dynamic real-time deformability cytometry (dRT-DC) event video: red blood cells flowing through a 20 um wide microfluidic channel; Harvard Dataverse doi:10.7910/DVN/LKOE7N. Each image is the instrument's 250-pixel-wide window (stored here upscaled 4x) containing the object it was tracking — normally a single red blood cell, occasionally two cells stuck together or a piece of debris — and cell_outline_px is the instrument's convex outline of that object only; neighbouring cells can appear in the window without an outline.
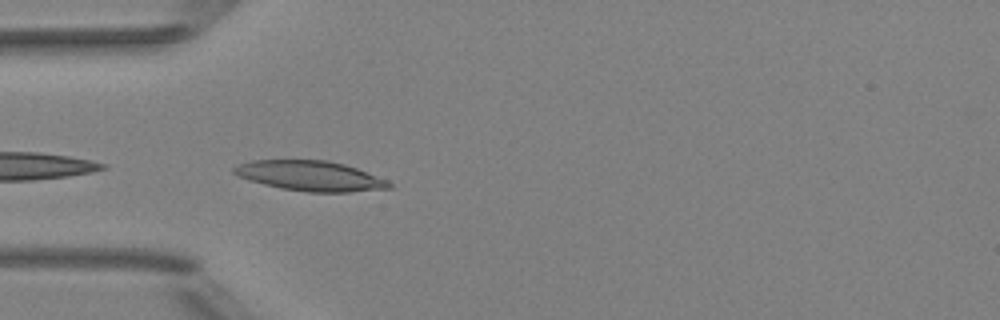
{"species": "Egyptian fruit bat (a non-hibernating species)", "species_latin": "Rousettus aegyptiacus", "temperature_condition": "room temperature", "stored_images_in_passage": 23, "camera_frame_rate_fps": 3000, "um_per_image_px": 0.085, "animal": {"sex": "female"}, "frame": {"image": 1, "passage_image": 1, "time_ms": 0.0, "image_size_px": [1000, 320], "cell_outline_px": [[392, 188], [348, 192], [308, 192], [280, 188], [248, 180], [232, 172], [232, 168], [240, 164], [252, 160], [328, 160], [344, 164], [356, 168], [388, 180], [392, 184]], "centroid_in_image_um": [26.38, 14.95], "position_along_channel_um": 58.6, "area_um2": 27.11}}
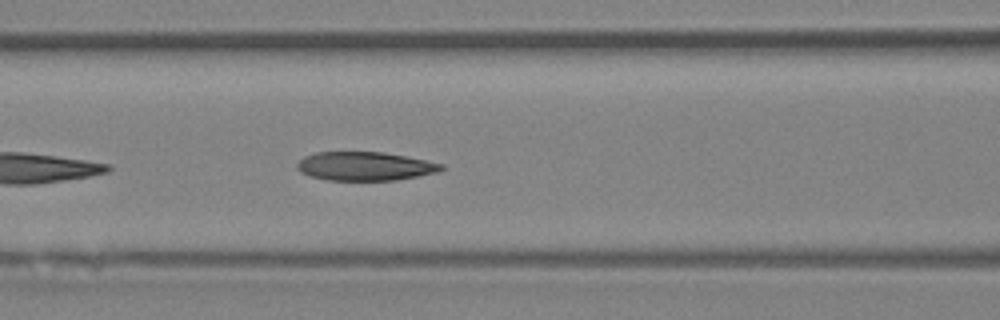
{"frame": {"image": 2, "passage_image": 7, "time_ms": 2.0, "image_size_px": [1000, 320], "cell_outline_px": [[444, 168], [436, 172], [396, 180], [328, 180], [308, 176], [300, 172], [296, 168], [296, 164], [304, 156], [316, 152], [384, 152], [408, 156], [444, 164]], "centroid_in_image_um": [30.99, 14.12], "position_along_channel_um": 135.6, "area_um2": 24.22}}
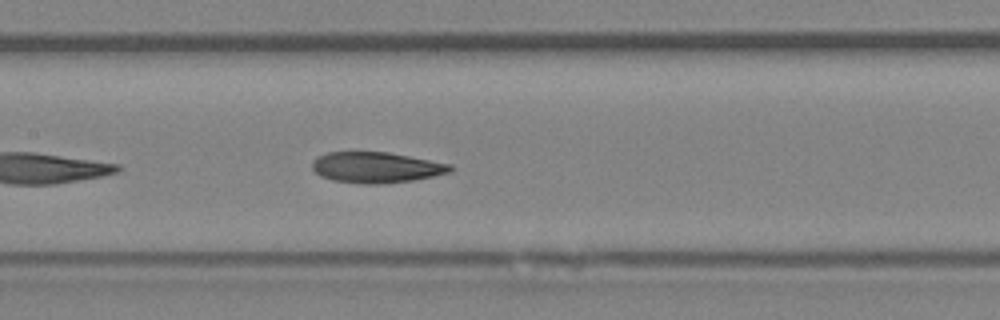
{"frame": {"image": 3, "passage_image": 10, "time_ms": 3.0, "image_size_px": [1000, 320], "cell_outline_px": [[452, 172], [412, 180], [384, 184], [364, 184], [332, 180], [320, 176], [312, 168], [312, 160], [328, 152], [388, 152], [452, 164]], "centroid_in_image_um": [31.98, 14.23], "position_along_channel_um": 175.4, "area_um2": 24.74}}